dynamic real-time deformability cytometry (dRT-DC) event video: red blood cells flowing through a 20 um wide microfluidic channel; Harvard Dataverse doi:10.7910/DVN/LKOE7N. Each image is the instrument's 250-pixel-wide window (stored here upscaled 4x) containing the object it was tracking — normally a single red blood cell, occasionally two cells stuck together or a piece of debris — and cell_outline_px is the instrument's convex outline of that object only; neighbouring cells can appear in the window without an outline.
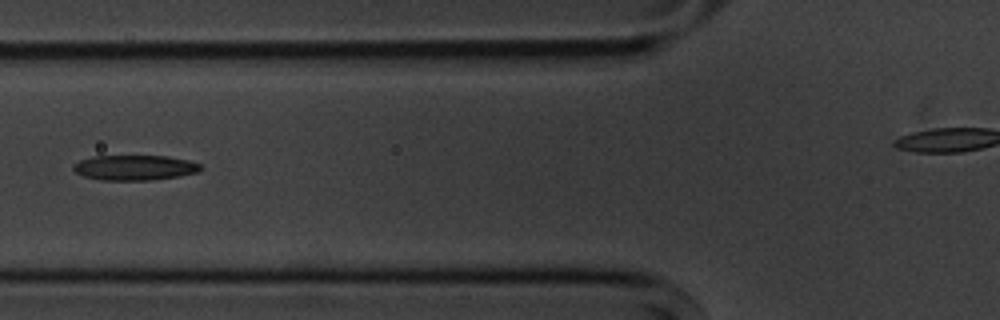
{"species": "common noctule bat (a hibernating species)", "species_latin": "Nyctalus noctula", "temperature_condition": "cold", "stored_images_in_passage": 6, "camera_frame_rate_fps": 3000, "um_per_image_px": 0.085, "animal": {"sex": "male", "body_mass_g": 20.1, "forearm_length_mm": 53.5}, "frame": {"image": 1, "passage_image": 6, "time_ms": 6.333, "image_size_px": [1000, 320], "cell_outline_px": [[200, 168], [196, 172], [180, 176], [152, 180], [100, 180], [84, 176], [76, 172], [72, 168], [80, 160], [92, 156], [168, 156], [188, 160], [200, 164]], "centroid_in_image_um": [11.44, 14.25], "position_along_channel_um": 114.4, "area_um2": 18.5}}